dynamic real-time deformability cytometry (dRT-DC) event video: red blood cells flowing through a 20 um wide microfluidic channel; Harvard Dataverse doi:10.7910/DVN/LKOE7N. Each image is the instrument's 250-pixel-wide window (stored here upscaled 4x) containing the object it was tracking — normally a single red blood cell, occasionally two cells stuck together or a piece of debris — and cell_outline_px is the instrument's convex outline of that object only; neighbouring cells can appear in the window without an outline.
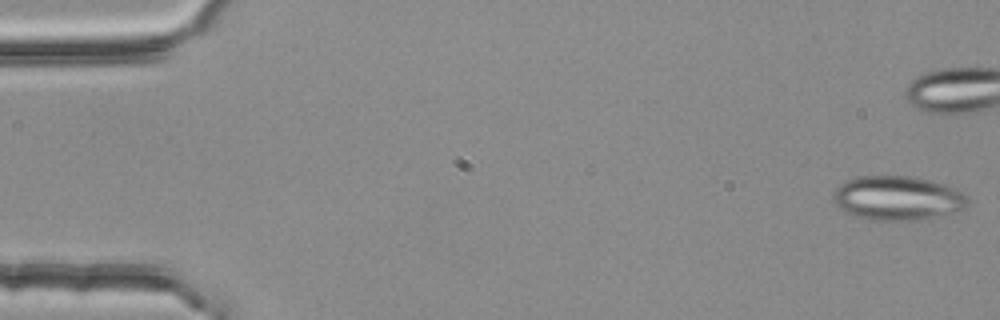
{"species": "common noctule bat (a hibernating species)", "species_latin": "Nyctalus noctula", "temperature_condition": "room temperature", "stored_images_in_passage": 7, "segment_of_instrument_passage": [1, 2], "camera_frame_rate_fps": 3000, "um_per_image_px": 0.085, "animal": {"sex": "female", "body_mass_g": 25.1}, "frame": {"image": 1, "passage_image": 1, "time_ms": 0.0, "image_size_px": [1000, 320], "cell_outline_px": [[968, 204], [964, 208], [928, 220], [868, 220], [844, 212], [832, 200], [832, 196], [836, 188], [840, 184], [856, 176], [916, 176], [932, 180], [944, 184], [964, 192], [968, 196]], "centroid_in_image_um": [76.3, 16.84], "position_along_channel_um": 8.7, "area_um2": 35.14}}